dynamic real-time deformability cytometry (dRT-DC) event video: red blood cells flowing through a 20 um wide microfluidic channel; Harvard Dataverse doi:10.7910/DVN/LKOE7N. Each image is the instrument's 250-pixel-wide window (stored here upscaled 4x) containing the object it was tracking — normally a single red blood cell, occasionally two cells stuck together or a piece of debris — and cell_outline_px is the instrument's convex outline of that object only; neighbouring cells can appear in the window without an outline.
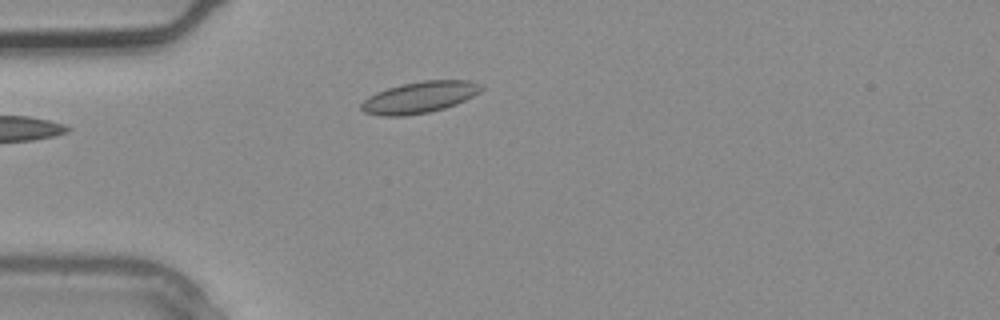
{"species": "common noctule bat (a hibernating species)", "species_latin": "Nyctalus noctula", "temperature_condition": "warm", "stored_images_in_passage": 3, "camera_frame_rate_fps": 3000, "um_per_image_px": 0.085, "animal": {"sex": "male", "body_mass_g": 20.4}, "frame": {"image": 1, "passage_image": 3, "time_ms": 0.667, "image_size_px": [1000, 320], "cell_outline_px": [[484, 88], [480, 92], [456, 104], [444, 108], [428, 112], [404, 116], [380, 116], [364, 112], [360, 108], [360, 104], [368, 96], [376, 92], [400, 84], [424, 80], [468, 80], [480, 84]], "centroid_in_image_um": [35.63, 8.27], "position_along_channel_um": 49.4, "area_um2": 22.02}}